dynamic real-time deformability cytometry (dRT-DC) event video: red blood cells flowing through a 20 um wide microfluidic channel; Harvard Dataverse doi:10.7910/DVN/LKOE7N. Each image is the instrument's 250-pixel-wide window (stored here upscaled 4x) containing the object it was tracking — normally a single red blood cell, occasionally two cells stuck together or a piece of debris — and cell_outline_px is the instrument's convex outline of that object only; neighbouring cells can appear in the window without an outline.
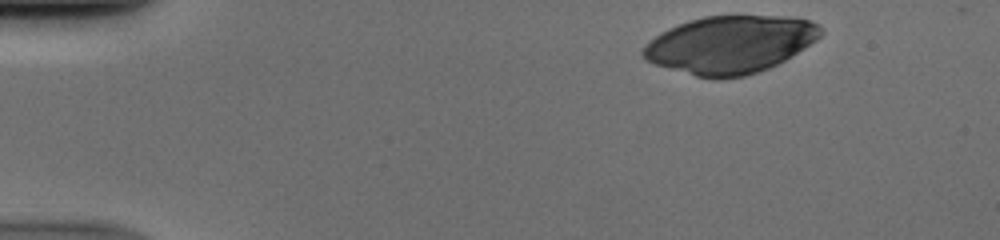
{"species": "human", "species_latin": "Homo sapiens", "temperature_condition": "cold", "stored_images_in_passage": 46, "camera_frame_rate_fps": 3000, "um_per_image_px": 0.085, "donor": {"sex": "male"}, "frame": {"image": 1, "passage_image": 1, "time_ms": 0.0, "image_size_px": [1000, 240], "cell_outline_px": [[824, 32], [816, 40], [804, 48], [784, 60], [768, 68], [744, 76], [720, 80], [716, 80], [696, 76], [652, 64], [644, 60], [640, 52], [644, 44], [660, 32], [668, 28], [688, 20], [704, 16], [796, 16], [812, 20]], "centroid_in_image_um": [62.02, 3.79], "position_along_channel_um": 23.0, "area_um2": 60.11}}
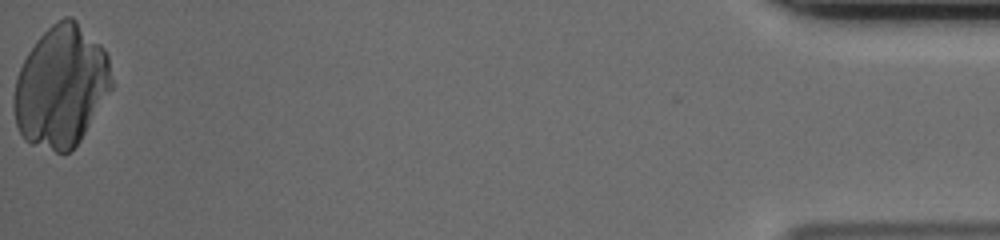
{"frame": {"image": 2, "passage_image": 46, "time_ms": 15.0, "image_size_px": [1000, 240], "cell_outline_px": [[112, 88], [80, 140], [68, 152], [56, 152], [32, 144], [24, 140], [16, 124], [12, 108], [12, 100], [16, 76], [28, 52], [36, 40], [52, 24], [64, 16], [72, 16], [104, 48], [108, 56], [112, 80]], "centroid_in_image_um": [5.17, 7.34], "position_along_channel_um": 430.0, "area_um2": 69.07}}